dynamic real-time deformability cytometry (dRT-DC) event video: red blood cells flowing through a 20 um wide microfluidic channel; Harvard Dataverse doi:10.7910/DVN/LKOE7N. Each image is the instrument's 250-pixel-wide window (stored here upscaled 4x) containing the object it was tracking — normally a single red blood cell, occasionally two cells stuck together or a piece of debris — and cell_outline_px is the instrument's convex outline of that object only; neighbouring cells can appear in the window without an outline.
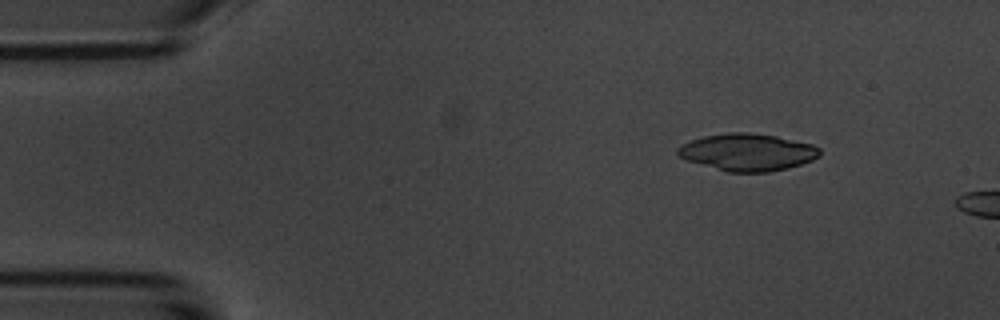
{"species": "common noctule bat (a hibernating species)", "species_latin": "Nyctalus noctula", "temperature_condition": "room temperature", "stored_images_in_passage": 3, "camera_frame_rate_fps": 3000, "um_per_image_px": 0.085, "animal": {"sex": "male", "body_mass_g": 20.1, "forearm_length_mm": 53.5}, "frame": {"image": 1, "passage_image": 1, "time_ms": 0.0, "image_size_px": [1000, 320], "cell_outline_px": [[820, 156], [812, 160], [788, 168], [768, 172], [728, 172], [688, 160], [676, 156], [676, 148], [692, 140], [704, 136], [728, 132], [748, 132], [776, 136], [812, 144], [820, 148]], "centroid_in_image_um": [63.54, 12.93], "position_along_channel_um": 21.5, "area_um2": 30.63}}